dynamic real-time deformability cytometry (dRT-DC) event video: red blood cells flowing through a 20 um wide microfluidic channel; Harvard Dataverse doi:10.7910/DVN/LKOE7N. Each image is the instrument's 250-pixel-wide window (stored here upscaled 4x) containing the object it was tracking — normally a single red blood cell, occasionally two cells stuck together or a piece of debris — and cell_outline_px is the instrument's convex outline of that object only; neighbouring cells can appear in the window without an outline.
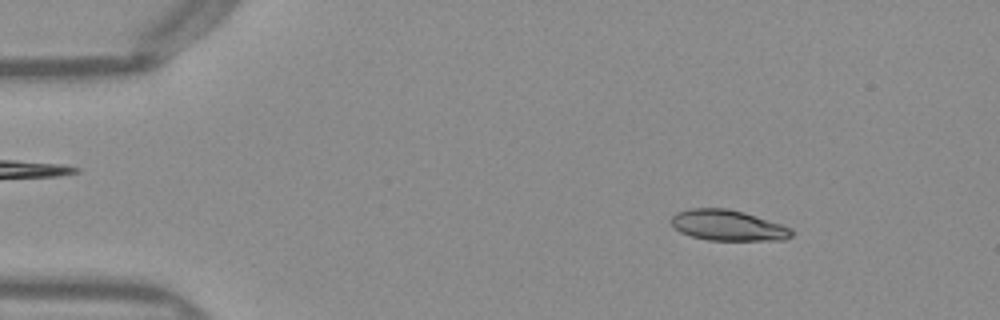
{"species": "Egyptian fruit bat (a non-hibernating species)", "species_latin": "Rousettus aegyptiacus", "temperature_condition": "warm", "stored_images_in_passage": 49, "camera_frame_rate_fps": 3000, "um_per_image_px": 0.085, "frame": {"image": 1, "passage_image": 6, "time_ms": 1.667, "image_size_px": [1000, 320], "cell_outline_px": [[792, 236], [784, 240], [708, 240], [692, 236], [680, 232], [668, 220], [676, 212], [688, 208], [728, 208], [744, 212], [792, 228]], "centroid_in_image_um": [61.84, 19.15], "position_along_channel_um": 23.2, "area_um2": 21.56}}
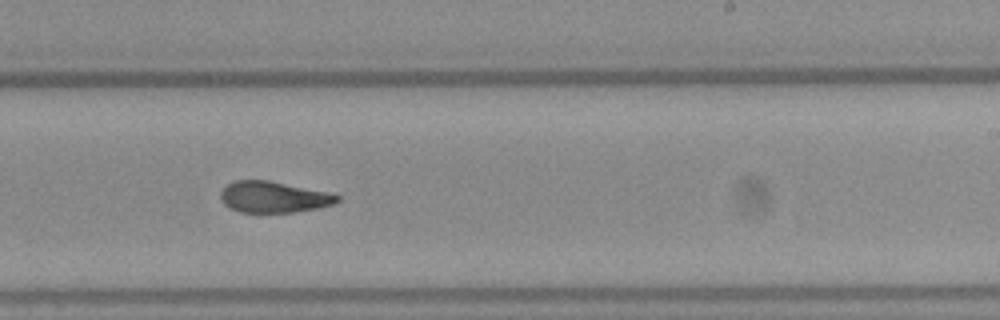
{"frame": {"image": 2, "passage_image": 30, "time_ms": 9.667, "image_size_px": [1000, 320], "cell_outline_px": [[340, 200], [332, 204], [320, 208], [296, 212], [240, 212], [228, 208], [220, 200], [220, 192], [232, 180], [268, 180], [332, 192], [340, 196]], "centroid_in_image_um": [23.27, 16.74], "position_along_channel_um": 265.7, "area_um2": 21.56}}
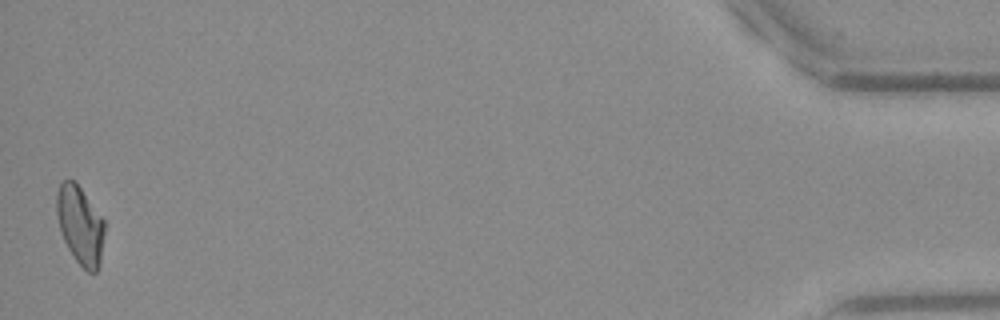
{"frame": {"image": 3, "passage_image": 49, "time_ms": 16.0, "image_size_px": [1000, 320], "cell_outline_px": [[104, 232], [100, 264], [96, 272], [88, 272], [76, 260], [68, 248], [64, 240], [60, 228], [56, 212], [56, 192], [60, 184], [64, 180], [72, 180], [80, 188], [104, 220]], "centroid_in_image_um": [6.81, 19.15], "position_along_channel_um": 428.4, "area_um2": 21.44}, "authors_computed_cell_mechanics": {"area_um2": 22.0796, "velocity_mm_per_s": 4.0204, "shape_relaxation_time_tau1_ms": 11.146, "shape_relaxation_time_tau2_ms": 2.5886, "deformation_change_tau1": 0.282, "deformation_change_tau2": 0.0987}}